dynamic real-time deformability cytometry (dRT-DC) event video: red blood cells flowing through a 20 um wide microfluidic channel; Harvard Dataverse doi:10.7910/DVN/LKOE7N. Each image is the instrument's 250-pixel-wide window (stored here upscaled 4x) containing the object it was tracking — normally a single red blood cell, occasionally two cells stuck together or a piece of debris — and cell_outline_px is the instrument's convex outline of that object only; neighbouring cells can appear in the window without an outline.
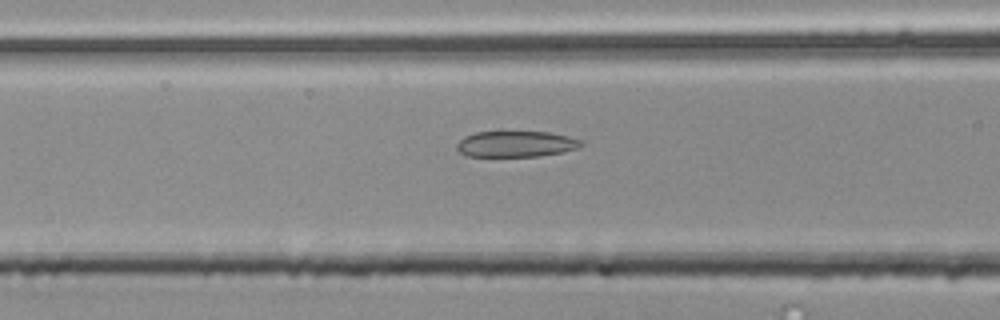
{"species": "common noctule bat (a hibernating species)", "species_latin": "Nyctalus noctula", "temperature_condition": "room temperature", "stored_images_in_passage": 56, "segment_of_instrument_passage": [2, 2], "camera_frame_rate_fps": 3000, "um_per_image_px": 0.085, "animal": {"sex": "male", "body_mass_g": 20.4}, "frame": {"image": 1, "passage_image": 23, "time_ms": 7.333, "image_size_px": [1000, 320], "cell_outline_px": [[584, 144], [576, 148], [564, 152], [540, 156], [468, 156], [460, 152], [456, 148], [456, 144], [464, 136], [476, 132], [548, 132], [568, 136], [580, 140]], "centroid_in_image_um": [43.85, 12.24], "position_along_channel_um": 122.8, "area_um2": 18.73}}
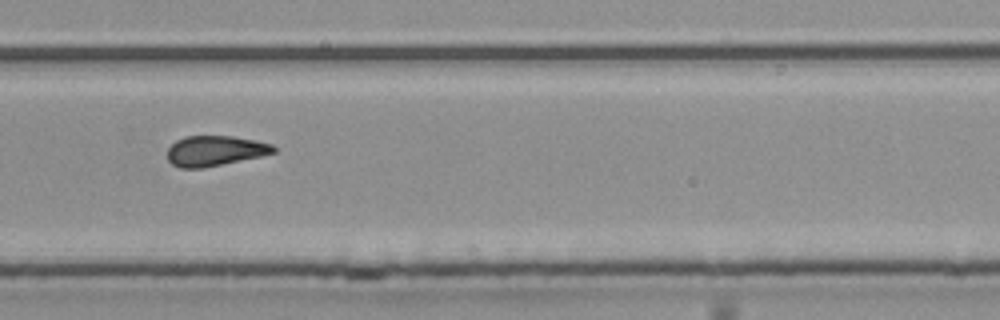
{"frame": {"image": 2, "passage_image": 38, "time_ms": 12.333, "image_size_px": [1000, 320], "cell_outline_px": [[276, 152], [260, 156], [204, 168], [180, 168], [172, 164], [168, 160], [168, 148], [176, 140], [184, 136], [232, 136], [256, 140], [272, 144], [276, 148]], "centroid_in_image_um": [18.27, 12.81], "position_along_channel_um": 311.5, "area_um2": 18.73}}
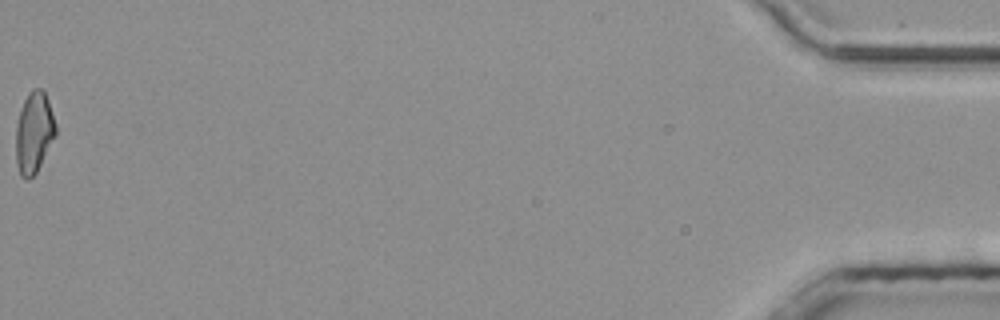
{"frame": {"image": 3, "passage_image": 56, "time_ms": 18.333, "image_size_px": [1000, 320], "cell_outline_px": [[56, 136], [36, 172], [28, 180], [24, 180], [20, 176], [16, 160], [16, 124], [20, 108], [24, 100], [32, 88], [44, 88], [56, 124]], "centroid_in_image_um": [2.89, 11.25], "position_along_channel_um": 432.3, "area_um2": 19.02}}